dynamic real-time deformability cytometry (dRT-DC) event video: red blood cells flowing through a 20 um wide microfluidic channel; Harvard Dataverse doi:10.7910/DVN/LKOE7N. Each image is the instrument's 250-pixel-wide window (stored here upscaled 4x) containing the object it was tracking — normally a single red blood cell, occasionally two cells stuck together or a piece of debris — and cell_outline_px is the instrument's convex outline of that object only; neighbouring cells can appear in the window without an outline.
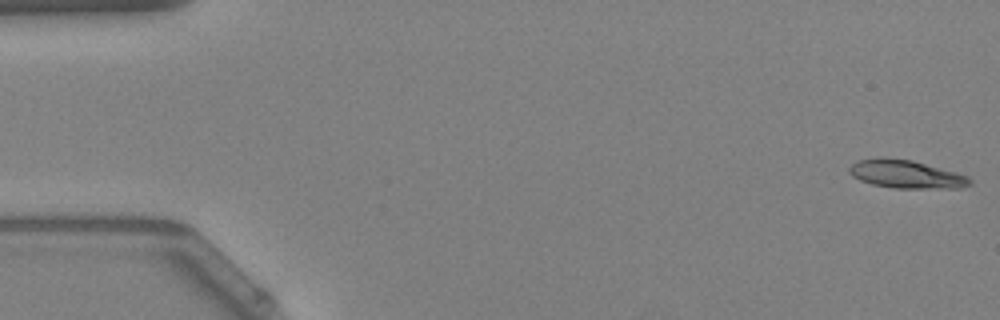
{"species": "Egyptian fruit bat (a non-hibernating species)", "species_latin": "Rousettus aegyptiacus", "temperature_condition": "warm", "stored_images_in_passage": 53, "camera_frame_rate_fps": 3000, "um_per_image_px": 0.085, "animal": {"sex": "female"}, "frame": {"image": 1, "passage_image": 1, "time_ms": 0.0, "image_size_px": [1000, 320], "cell_outline_px": [[972, 184], [960, 188], [892, 188], [872, 184], [860, 180], [852, 176], [848, 172], [848, 168], [856, 160], [876, 156], [912, 160], [956, 172], [968, 176], [972, 180]], "centroid_in_image_um": [76.99, 14.79], "position_along_channel_um": 8.0, "area_um2": 20.06}}
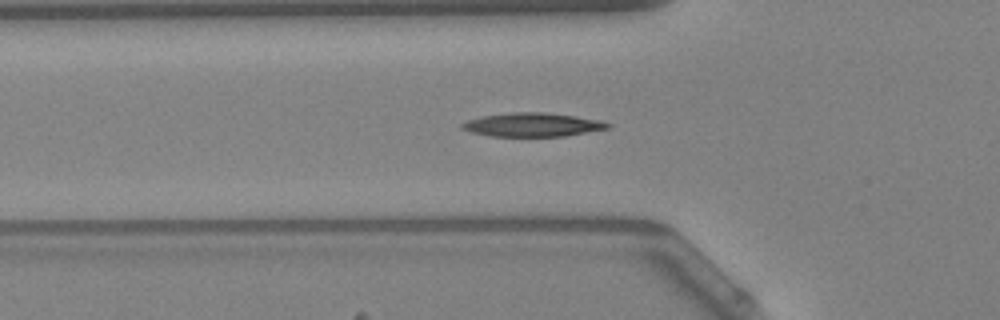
{"frame": {"image": 2, "passage_image": 18, "time_ms": 5.667, "image_size_px": [1000, 320], "cell_outline_px": [[612, 124], [608, 128], [564, 136], [488, 136], [472, 132], [460, 128], [460, 124], [468, 120], [484, 116], [512, 112], [544, 112], [576, 116], [600, 120]], "centroid_in_image_um": [45.25, 10.6], "position_along_channel_um": 80.5, "area_um2": 20.0}}
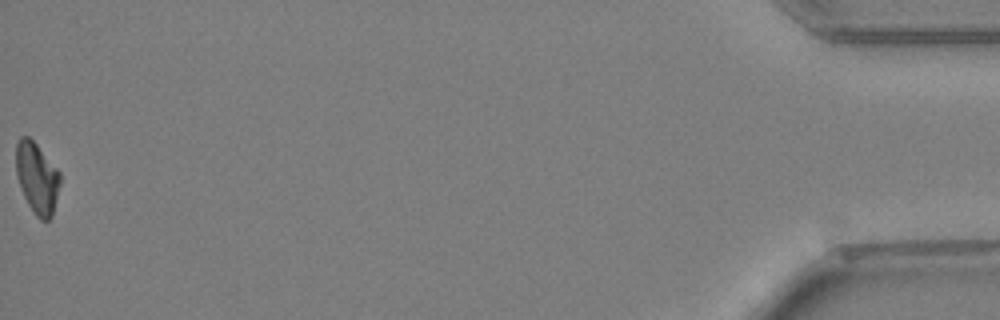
{"frame": {"image": 3, "passage_image": 53, "time_ms": 17.333, "image_size_px": [1000, 320], "cell_outline_px": [[60, 184], [52, 216], [48, 220], [40, 220], [36, 216], [28, 204], [24, 196], [16, 176], [16, 144], [20, 136], [28, 136], [36, 144], [60, 172]], "centroid_in_image_um": [3.14, 15.13], "position_along_channel_um": 432.1, "area_um2": 18.15}, "authors_computed_cell_mechanics": {"area_um2": 19.2474, "velocity_mm_per_s": 3.8838, "shape_relaxation_time_tau1_ms": 9.7491, "shape_relaxation_time_tau2_ms": null, "deformation_change_tau1": 0.2234, "deformation_change_tau2": null}}